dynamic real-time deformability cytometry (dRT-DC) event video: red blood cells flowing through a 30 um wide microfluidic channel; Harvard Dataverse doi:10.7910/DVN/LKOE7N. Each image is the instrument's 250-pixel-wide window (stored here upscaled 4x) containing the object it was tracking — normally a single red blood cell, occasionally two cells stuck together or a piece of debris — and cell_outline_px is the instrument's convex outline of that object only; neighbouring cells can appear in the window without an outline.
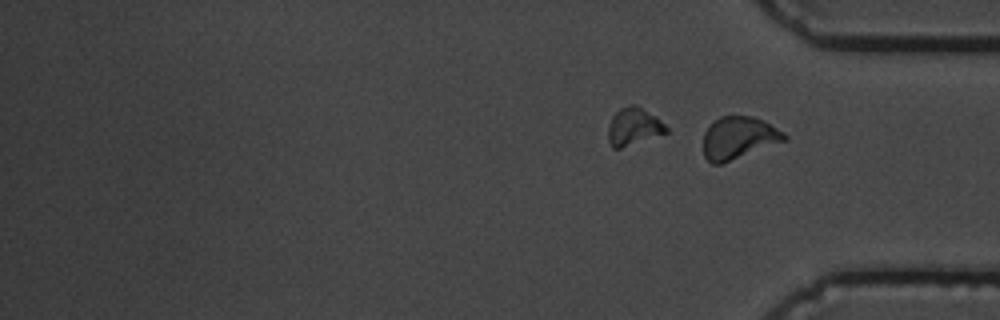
{"species": "common noctule bat (a hibernating species)", "species_latin": "Nyctalus noctula", "temperature_condition": "cold", "stored_images_in_passage": 18, "segment_of_instrument_passage": [3, 3], "camera_frame_rate_fps": 3000, "um_per_image_px": 0.085, "animal": {"sex": "male", "body_mass_g": 19.5, "forearm_length_mm": 54.6}, "frame": {"image": 1, "passage_image": 18, "time_ms": 19.667, "image_size_px": [1000, 320], "cell_outline_px": [[788, 140], [720, 164], [712, 164], [704, 156], [704, 132], [720, 116], [752, 116], [764, 120], [784, 132], [788, 136]], "centroid_in_image_um": [62.82, 11.71], "position_along_channel_um": 372.4, "area_um2": 19.94}}